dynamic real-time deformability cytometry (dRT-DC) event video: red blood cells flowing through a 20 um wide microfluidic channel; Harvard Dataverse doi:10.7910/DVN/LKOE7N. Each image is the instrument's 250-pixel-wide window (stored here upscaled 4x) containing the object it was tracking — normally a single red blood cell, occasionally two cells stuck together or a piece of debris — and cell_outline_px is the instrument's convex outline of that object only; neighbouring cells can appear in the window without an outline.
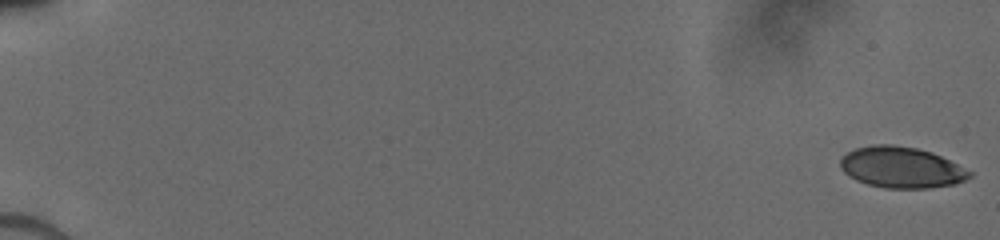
{"species": "human", "species_latin": "Homo sapiens", "temperature_condition": "cold", "stored_images_in_passage": 53, "camera_frame_rate_fps": 3000, "um_per_image_px": 0.085, "donor": {"sex": "male"}, "frame": {"image": 1, "passage_image": 1, "time_ms": 0.0, "image_size_px": [1000, 240], "cell_outline_px": [[972, 176], [964, 180], [952, 184], [928, 188], [884, 188], [868, 184], [856, 180], [848, 176], [840, 168], [840, 160], [848, 152], [856, 148], [872, 144], [892, 144], [916, 148], [932, 152], [972, 172]], "centroid_in_image_um": [76.58, 14.22], "position_along_channel_um": 8.4, "area_um2": 30.75}}
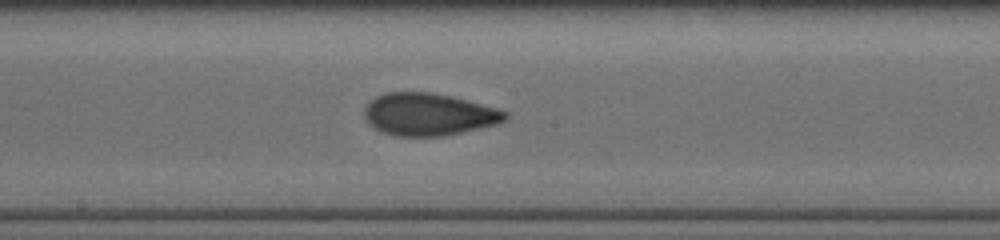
{"frame": {"image": 2, "passage_image": 31, "time_ms": 10.0, "image_size_px": [1000, 240], "cell_outline_px": [[508, 116], [504, 120], [496, 124], [444, 136], [396, 136], [384, 132], [368, 124], [364, 120], [364, 108], [376, 96], [388, 92], [428, 92], [448, 96], [496, 108], [508, 112]], "centroid_in_image_um": [36.39, 9.73], "position_along_channel_um": 211.8, "area_um2": 34.33}}
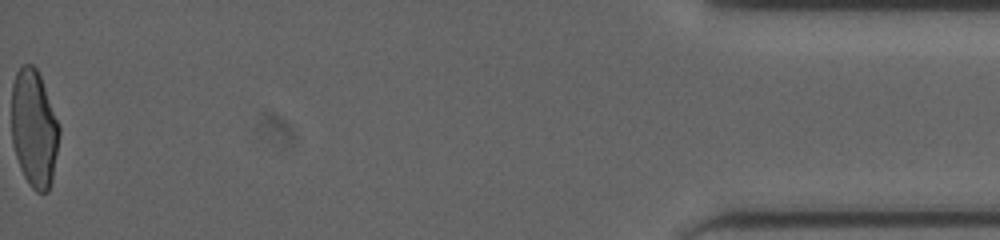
{"frame": {"image": 3, "passage_image": 53, "time_ms": 17.333, "image_size_px": [1000, 240], "cell_outline_px": [[60, 132], [52, 180], [48, 192], [36, 192], [28, 184], [20, 168], [12, 144], [12, 84], [16, 72], [24, 64], [32, 64], [36, 68], [40, 76], [60, 124]], "centroid_in_image_um": [2.9, 10.93], "position_along_channel_um": 432.3, "area_um2": 32.77}}